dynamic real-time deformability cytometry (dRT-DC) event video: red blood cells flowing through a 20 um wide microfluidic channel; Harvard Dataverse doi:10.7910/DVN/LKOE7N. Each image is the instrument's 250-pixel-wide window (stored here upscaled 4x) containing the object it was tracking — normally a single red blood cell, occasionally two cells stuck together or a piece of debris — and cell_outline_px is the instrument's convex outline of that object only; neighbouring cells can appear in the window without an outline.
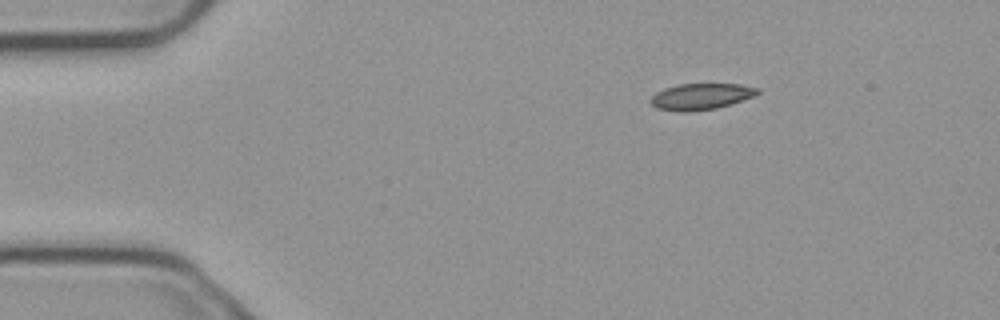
{"species": "common noctule bat (a hibernating species)", "species_latin": "Nyctalus noctula", "temperature_condition": "cold", "stored_images_in_passage": 5, "camera_frame_rate_fps": 3000, "um_per_image_px": 0.085, "animal": {"sex": "male", "body_mass_g": 23.1, "forearm_length_mm": 52.7}, "frame": {"image": 1, "passage_image": 5, "time_ms": 1.333, "image_size_px": [1000, 320], "cell_outline_px": [[760, 92], [752, 96], [716, 108], [688, 112], [684, 112], [656, 108], [648, 100], [656, 92], [664, 88], [676, 84], [740, 84], [760, 88]], "centroid_in_image_um": [59.53, 8.19], "position_along_channel_um": 25.5, "area_um2": 16.24}}